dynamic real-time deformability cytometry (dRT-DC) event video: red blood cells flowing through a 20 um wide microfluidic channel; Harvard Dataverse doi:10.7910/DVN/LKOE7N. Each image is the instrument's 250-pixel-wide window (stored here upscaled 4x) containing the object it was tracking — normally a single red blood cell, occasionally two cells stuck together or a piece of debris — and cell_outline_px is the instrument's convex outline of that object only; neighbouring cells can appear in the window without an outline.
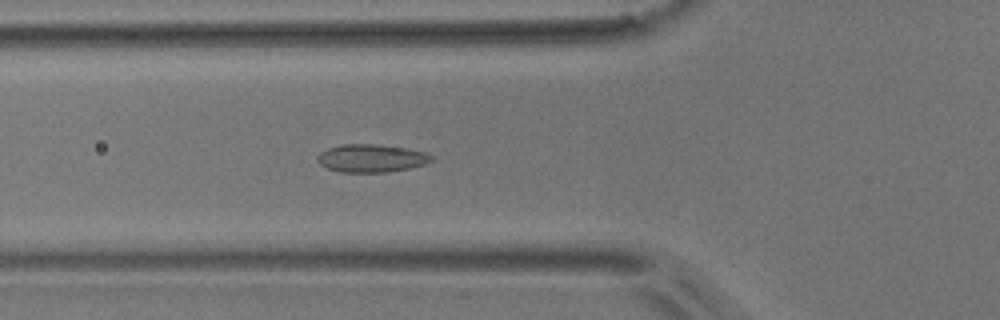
{"species": "common noctule bat (a hibernating species)", "species_latin": "Nyctalus noctula", "temperature_condition": "room temperature", "stored_images_in_passage": 53, "camera_frame_rate_fps": 3000, "um_per_image_px": 0.085, "animal": {"sex": "male", "body_mass_g": 17.9}, "frame": {"image": 1, "passage_image": 18, "time_ms": 5.667, "image_size_px": [1000, 320], "cell_outline_px": [[436, 156], [432, 160], [424, 164], [408, 168], [388, 172], [340, 172], [328, 168], [320, 164], [316, 160], [316, 156], [320, 152], [328, 148], [340, 144], [376, 144], [404, 148], [428, 152]], "centroid_in_image_um": [31.56, 13.44], "position_along_channel_um": 94.2, "area_um2": 18.67}}
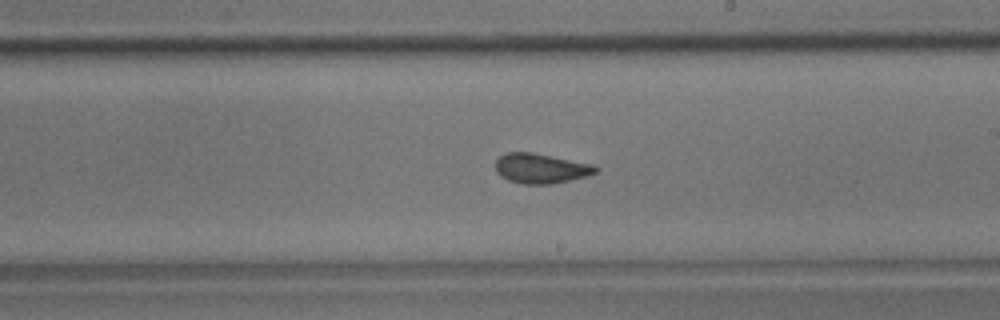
{"frame": {"image": 2, "passage_image": 30, "time_ms": 9.667, "image_size_px": [1000, 320], "cell_outline_px": [[600, 168], [596, 172], [588, 176], [552, 184], [520, 184], [508, 180], [500, 176], [496, 172], [496, 160], [504, 152], [532, 152], [596, 164]], "centroid_in_image_um": [46.0, 14.31], "position_along_channel_um": 243.0, "area_um2": 17.8}}
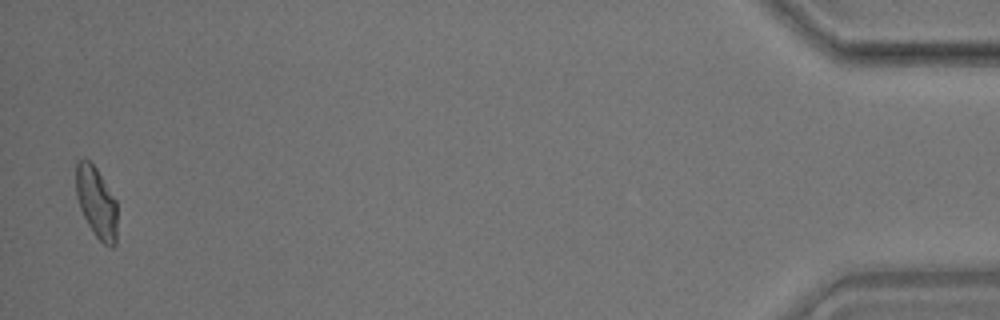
{"frame": {"image": 3, "passage_image": 52, "time_ms": 17.0, "image_size_px": [1000, 320], "cell_outline_px": [[116, 244], [112, 248], [104, 244], [92, 232], [80, 208], [76, 196], [76, 160], [84, 156], [96, 168], [116, 200]], "centroid_in_image_um": [8.18, 17.18], "position_along_channel_um": 427.0, "area_um2": 17.11}, "authors_computed_cell_mechanics": {"area_um2": 17.629, "velocity_mm_per_s": 3.7154, "shape_relaxation_time_tau1_ms": null, "shape_relaxation_time_tau2_ms": 1.5779, "deformation_change_tau1": null, "deformation_change_tau2": 0.0533}}